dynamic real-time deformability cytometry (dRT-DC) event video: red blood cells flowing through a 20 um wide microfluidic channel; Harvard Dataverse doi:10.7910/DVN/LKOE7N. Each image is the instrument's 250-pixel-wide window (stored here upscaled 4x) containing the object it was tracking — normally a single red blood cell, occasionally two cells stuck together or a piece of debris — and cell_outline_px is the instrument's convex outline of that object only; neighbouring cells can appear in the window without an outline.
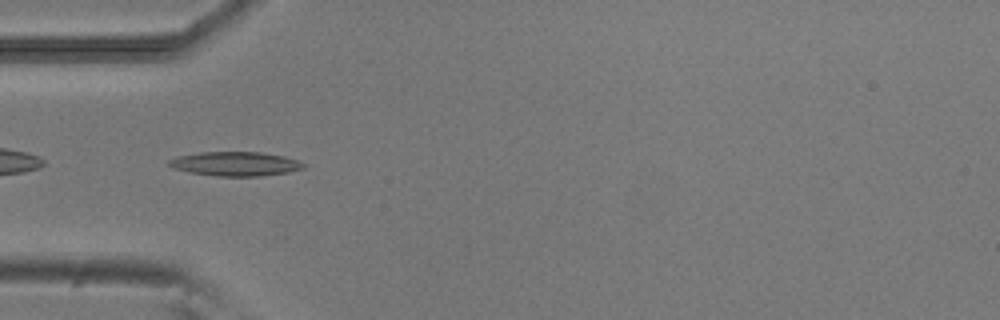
{"species": "common noctule bat (a hibernating species)", "species_latin": "Nyctalus noctula", "temperature_condition": "room temperature", "stored_images_in_passage": 52, "camera_frame_rate_fps": 3000, "um_per_image_px": 0.085, "animal": {"sex": "male", "body_mass_g": 20.5, "forearm_length_mm": 52.5}, "frame": {"image": 1, "passage_image": 16, "time_ms": 5.0, "image_size_px": [1000, 320], "cell_outline_px": [[308, 164], [304, 168], [288, 172], [260, 176], [216, 176], [188, 172], [176, 168], [168, 164], [168, 160], [176, 156], [200, 152], [260, 152], [284, 156]], "centroid_in_image_um": [20.02, 13.92], "position_along_channel_um": 65.0, "area_um2": 18.96}}
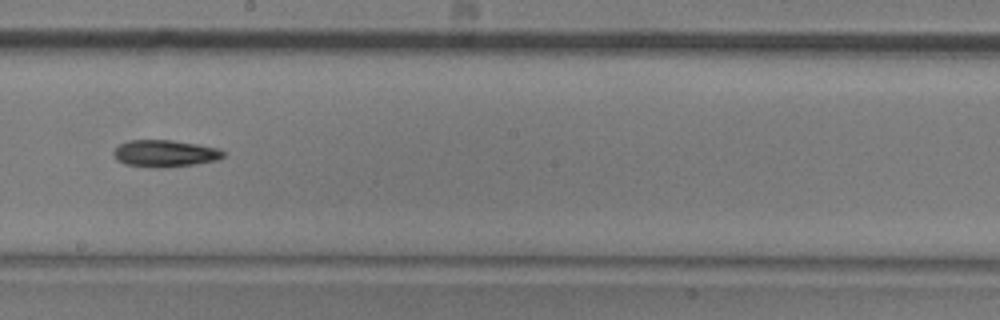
{"frame": {"image": 2, "passage_image": 29, "time_ms": 9.333, "image_size_px": [1000, 320], "cell_outline_px": [[224, 156], [216, 160], [192, 164], [160, 168], [156, 168], [124, 164], [116, 160], [112, 152], [120, 144], [128, 140], [172, 140], [220, 148], [224, 152]], "centroid_in_image_um": [13.98, 13.04], "position_along_channel_um": 234.2, "area_um2": 17.17}}
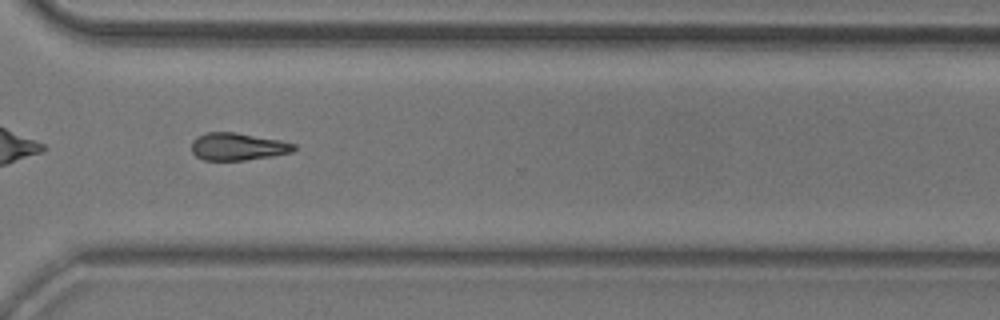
{"frame": {"image": 3, "passage_image": 38, "time_ms": 12.333, "image_size_px": [1000, 320], "cell_outline_px": [[296, 148], [292, 152], [272, 156], [244, 160], [204, 160], [196, 156], [192, 152], [192, 140], [196, 136], [204, 132], [236, 132], [280, 140], [296, 144]], "centroid_in_image_um": [20.19, 12.45], "position_along_channel_um": 350.4, "area_um2": 16.47}, "authors_computed_cell_mechanics": {"area_um2": 16.8776, "velocity_mm_per_s": 3.8869, "shape_relaxation_time_tau1_ms": 3.1771, "shape_relaxation_time_tau2_ms": null, "deformation_change_tau1": 0.1426, "deformation_change_tau2": null}}